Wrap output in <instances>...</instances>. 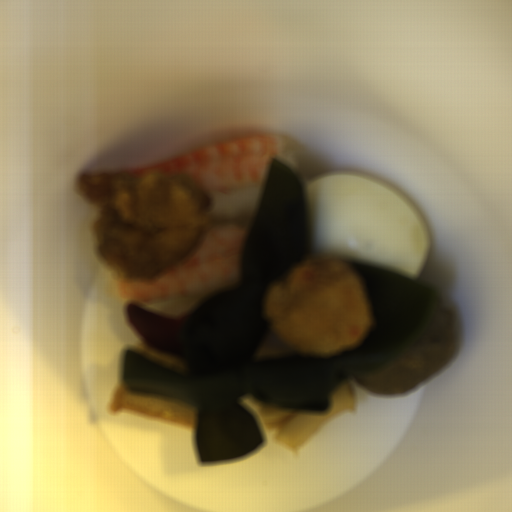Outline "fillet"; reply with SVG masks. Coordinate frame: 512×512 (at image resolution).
I'll use <instances>...</instances> for the list:
<instances>
[{
  "label": "fillet",
  "instance_id": "1",
  "mask_svg": "<svg viewBox=\"0 0 512 512\" xmlns=\"http://www.w3.org/2000/svg\"><path fill=\"white\" fill-rule=\"evenodd\" d=\"M125 313L130 330L144 345L189 363L181 337L185 317L160 316L132 302L127 303Z\"/></svg>",
  "mask_w": 512,
  "mask_h": 512
}]
</instances>
